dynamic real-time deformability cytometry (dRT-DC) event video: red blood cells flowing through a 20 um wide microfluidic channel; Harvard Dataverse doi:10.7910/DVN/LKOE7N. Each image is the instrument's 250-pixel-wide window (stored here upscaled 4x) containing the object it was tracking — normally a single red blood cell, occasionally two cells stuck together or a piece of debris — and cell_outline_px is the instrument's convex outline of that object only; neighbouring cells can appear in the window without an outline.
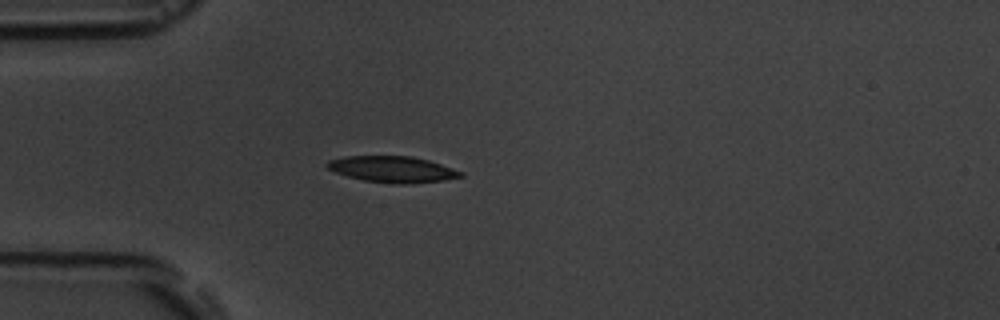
{"species": "common noctule bat (a hibernating species)", "species_latin": "Nyctalus noctula", "temperature_condition": "room temperature", "stored_images_in_passage": 3, "camera_frame_rate_fps": 3000, "um_per_image_px": 0.085, "animal": {"sex": "male", "body_mass_g": 19.5, "forearm_length_mm": 54.6}, "frame": {"image": 1, "passage_image": 3, "time_ms": 3.0, "image_size_px": [1000, 320], "cell_outline_px": [[464, 176], [444, 180], [408, 184], [392, 184], [364, 180], [348, 176], [336, 172], [328, 168], [324, 164], [328, 160], [344, 156], [412, 156], [428, 160], [464, 172]], "centroid_in_image_um": [33.36, 14.39], "position_along_channel_um": 51.6, "area_um2": 20.4}}